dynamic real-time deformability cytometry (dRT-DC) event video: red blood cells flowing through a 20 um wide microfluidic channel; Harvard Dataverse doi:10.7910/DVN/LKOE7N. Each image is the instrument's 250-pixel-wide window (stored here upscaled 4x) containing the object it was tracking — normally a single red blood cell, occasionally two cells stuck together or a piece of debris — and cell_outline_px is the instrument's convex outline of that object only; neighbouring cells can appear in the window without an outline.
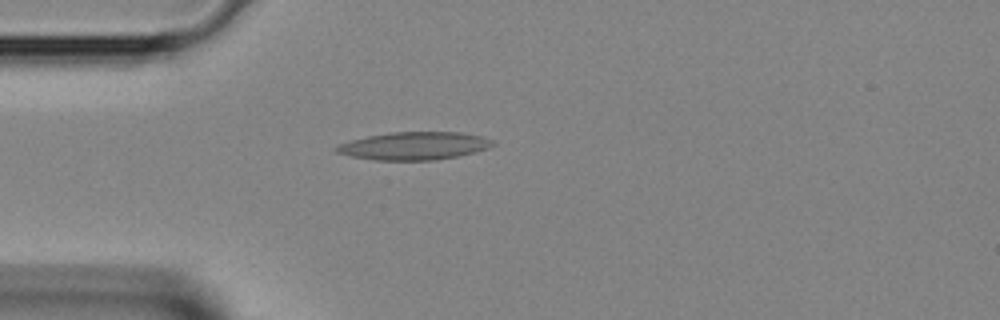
{"species": "Egyptian fruit bat (a non-hibernating species)", "species_latin": "Rousettus aegyptiacus", "temperature_condition": "room temperature", "stored_images_in_passage": 5, "camera_frame_rate_fps": 3000, "um_per_image_px": 0.085, "animal": {"sex": "female"}, "frame": {"image": 1, "passage_image": 3, "time_ms": 0.667, "image_size_px": [1000, 320], "cell_outline_px": [[496, 144], [488, 148], [476, 152], [436, 160], [376, 160], [352, 156], [336, 152], [332, 148], [340, 144], [352, 140], [368, 136], [392, 132], [460, 132], [480, 136], [492, 140]], "centroid_in_image_um": [35.22, 12.4], "position_along_channel_um": 49.8, "area_um2": 25.2}}